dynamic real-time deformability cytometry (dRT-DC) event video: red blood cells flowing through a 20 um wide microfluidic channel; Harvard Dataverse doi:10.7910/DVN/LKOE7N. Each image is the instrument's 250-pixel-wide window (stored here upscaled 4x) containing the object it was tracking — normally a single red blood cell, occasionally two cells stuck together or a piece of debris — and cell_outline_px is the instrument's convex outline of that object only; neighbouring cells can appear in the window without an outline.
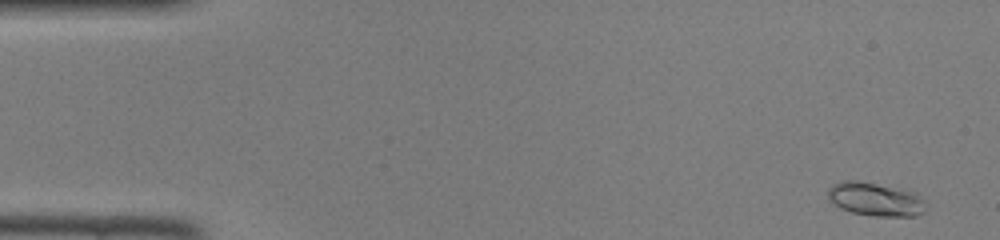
{"species": "common noctule bat (a hibernating species)", "species_latin": "Nyctalus noctula", "temperature_condition": "room temperature", "stored_images_in_passage": 46, "camera_frame_rate_fps": 3000, "um_per_image_px": 0.085, "animal": {"sex": "female", "body_mass_g": 22.0, "forearm_length_mm": 56.7}, "frame": {"image": 1, "passage_image": 2, "time_ms": 0.333, "image_size_px": [1000, 240], "cell_outline_px": [[924, 212], [916, 216], [872, 216], [852, 212], [840, 208], [828, 200], [828, 188], [832, 184], [840, 180], [856, 180], [908, 188], [916, 192], [924, 208]], "centroid_in_image_um": [74.37, 16.9], "position_along_channel_um": 10.6, "area_um2": 19.48}}
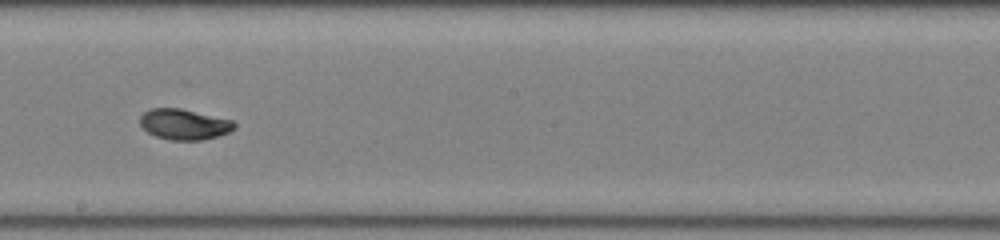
{"frame": {"image": 2, "passage_image": 26, "time_ms": 8.333, "image_size_px": [1000, 240], "cell_outline_px": [[236, 128], [228, 132], [216, 136], [200, 140], [172, 140], [156, 136], [148, 132], [140, 124], [140, 116], [144, 112], [152, 108], [180, 108], [232, 120], [236, 124]], "centroid_in_image_um": [15.65, 10.56], "position_along_channel_um": 232.6, "area_um2": 16.65}}
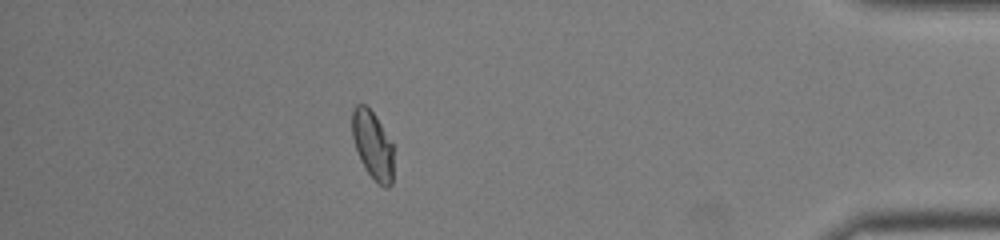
{"frame": {"image": 3, "passage_image": 41, "time_ms": 13.333, "image_size_px": [1000, 240], "cell_outline_px": [[392, 184], [388, 188], [384, 188], [368, 172], [360, 160], [352, 136], [352, 112], [356, 104], [364, 104], [376, 116], [392, 144]], "centroid_in_image_um": [31.66, 12.32], "position_along_channel_um": 403.5, "area_um2": 16.07}}